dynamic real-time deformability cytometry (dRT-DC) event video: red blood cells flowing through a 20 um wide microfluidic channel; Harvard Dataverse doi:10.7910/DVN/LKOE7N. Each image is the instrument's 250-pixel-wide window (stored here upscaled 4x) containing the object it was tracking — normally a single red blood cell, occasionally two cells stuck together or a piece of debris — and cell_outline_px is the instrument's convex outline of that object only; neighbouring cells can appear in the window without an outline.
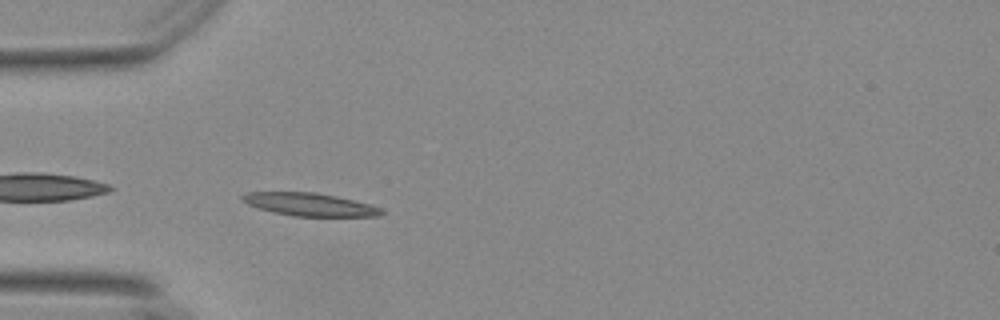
{"species": "Egyptian fruit bat (a non-hibernating species)", "species_latin": "Rousettus aegyptiacus", "temperature_condition": "warm", "stored_images_in_passage": 30, "camera_frame_rate_fps": 3000, "um_per_image_px": 0.085, "animal": {"sex": "female"}, "frame": {"image": 1, "passage_image": 2, "time_ms": 0.333, "image_size_px": [1000, 320], "cell_outline_px": [[384, 212], [376, 216], [296, 216], [272, 212], [248, 204], [240, 196], [248, 192], [316, 192], [336, 196], [368, 204], [380, 208]], "centroid_in_image_um": [26.3, 17.37], "position_along_channel_um": 58.7, "area_um2": 18.21}}
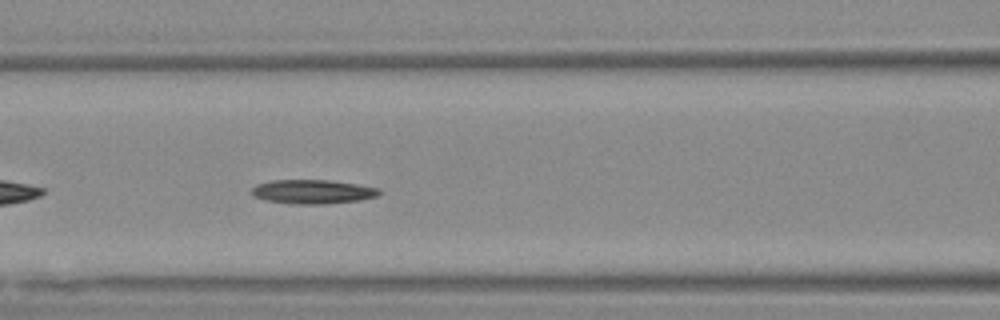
{"frame": {"image": 2, "passage_image": 9, "time_ms": 2.667, "image_size_px": [1000, 320], "cell_outline_px": [[380, 192], [376, 196], [356, 200], [324, 204], [296, 204], [264, 200], [256, 196], [252, 192], [252, 188], [256, 184], [272, 180], [328, 180], [356, 184], [380, 188]], "centroid_in_image_um": [26.55, 16.29], "position_along_channel_um": 140.0, "area_um2": 17.63}}
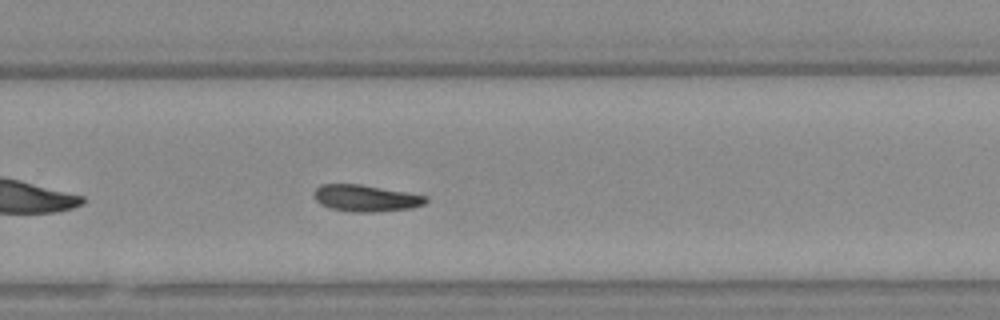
{"frame": {"image": 3, "passage_image": 22, "time_ms": 7.0, "image_size_px": [1000, 320], "cell_outline_px": [[428, 200], [424, 204], [412, 208], [376, 212], [352, 212], [332, 208], [320, 204], [316, 200], [316, 188], [320, 184], [360, 184], [408, 192], [428, 196]], "centroid_in_image_um": [31.14, 16.84], "position_along_channel_um": 298.7, "area_um2": 17.34}, "authors_computed_cell_mechanics": {"area_um2": 17.34, "velocity_mm_per_s": 3.6858, "shape_relaxation_time_tau1_ms": 4.2894, "shape_relaxation_time_tau2_ms": null, "deformation_change_tau1": 0.1543, "deformation_change_tau2": null}}